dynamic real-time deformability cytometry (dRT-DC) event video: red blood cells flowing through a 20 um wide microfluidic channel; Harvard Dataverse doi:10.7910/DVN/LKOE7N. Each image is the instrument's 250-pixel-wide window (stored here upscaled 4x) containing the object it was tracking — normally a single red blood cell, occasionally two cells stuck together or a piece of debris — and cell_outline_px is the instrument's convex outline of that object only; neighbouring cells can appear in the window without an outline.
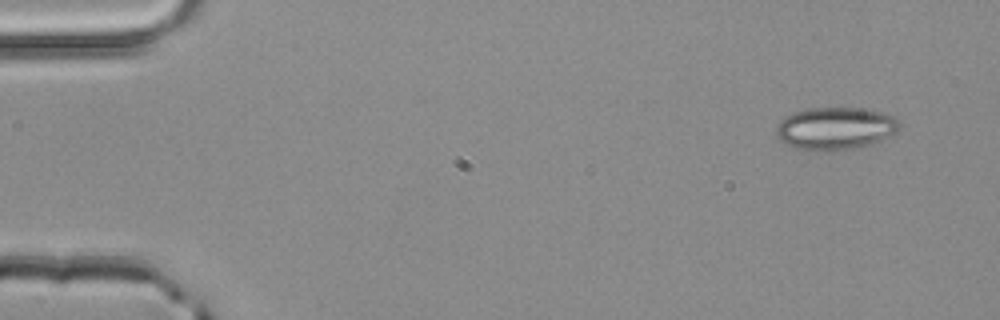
{"species": "common noctule bat (a hibernating species)", "species_latin": "Nyctalus noctula", "temperature_condition": "room temperature", "stored_images_in_passage": 3, "camera_frame_rate_fps": 3000, "um_per_image_px": 0.085, "animal": {"sex": "male", "body_mass_g": 20.4}, "frame": {"image": 1, "passage_image": 1, "time_ms": 0.0, "image_size_px": [1000, 320], "cell_outline_px": [[904, 124], [896, 132], [876, 144], [860, 148], [832, 152], [816, 152], [796, 148], [780, 140], [776, 136], [776, 124], [780, 120], [792, 112], [808, 108], [868, 108], [884, 112], [896, 116]], "centroid_in_image_um": [71.07, 10.93], "position_along_channel_um": 13.9, "area_um2": 31.79}}